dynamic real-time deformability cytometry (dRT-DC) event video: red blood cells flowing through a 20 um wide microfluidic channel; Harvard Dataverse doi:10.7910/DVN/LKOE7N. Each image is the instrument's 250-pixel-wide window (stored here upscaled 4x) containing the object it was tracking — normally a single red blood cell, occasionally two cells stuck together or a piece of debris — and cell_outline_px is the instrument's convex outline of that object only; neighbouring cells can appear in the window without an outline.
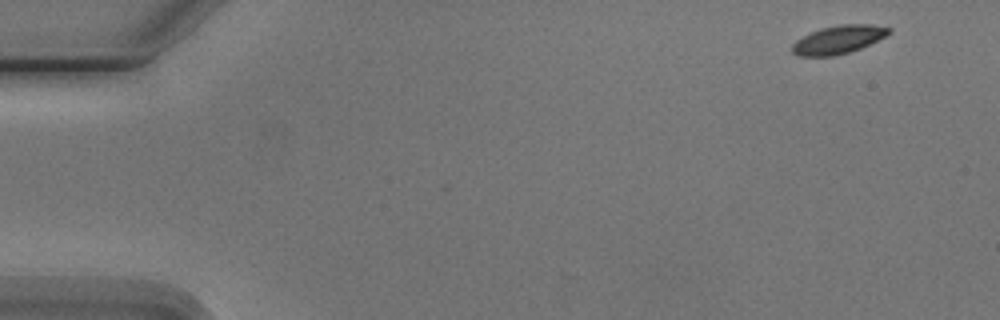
{"species": "Egyptian fruit bat (a non-hibernating species)", "species_latin": "Rousettus aegyptiacus", "temperature_condition": "cold", "stored_images_in_passage": 4, "camera_frame_rate_fps": 3000, "um_per_image_px": 0.085, "animal": {"sex": "male"}, "frame": {"image": 1, "passage_image": 1, "time_ms": 0.0, "image_size_px": [1000, 320], "cell_outline_px": [[892, 32], [860, 48], [848, 52], [832, 56], [796, 56], [792, 52], [792, 44], [796, 40], [820, 28], [840, 24], [872, 24], [892, 28]], "centroid_in_image_um": [71.25, 3.36], "position_along_channel_um": 13.8, "area_um2": 15.78}}
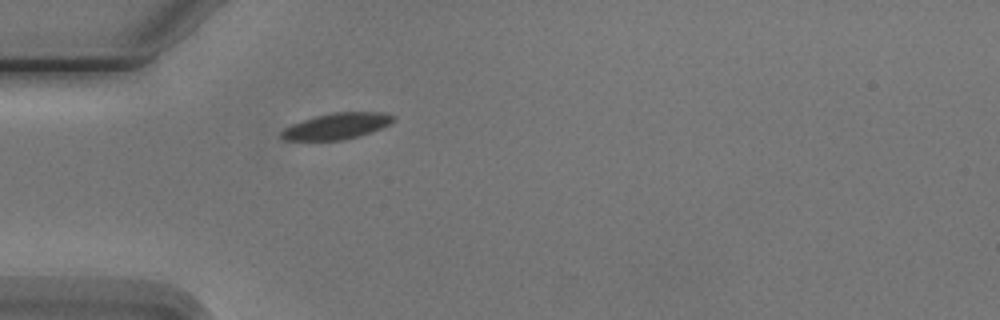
{"frame": {"image": 2, "passage_image": 4, "time_ms": 4.333, "image_size_px": [1000, 320], "cell_outline_px": [[396, 120], [380, 128], [356, 136], [340, 140], [284, 140], [280, 136], [280, 132], [284, 128], [292, 124], [316, 116], [332, 112], [384, 112], [396, 116]], "centroid_in_image_um": [28.61, 10.7], "position_along_channel_um": 56.4, "area_um2": 16.82}}